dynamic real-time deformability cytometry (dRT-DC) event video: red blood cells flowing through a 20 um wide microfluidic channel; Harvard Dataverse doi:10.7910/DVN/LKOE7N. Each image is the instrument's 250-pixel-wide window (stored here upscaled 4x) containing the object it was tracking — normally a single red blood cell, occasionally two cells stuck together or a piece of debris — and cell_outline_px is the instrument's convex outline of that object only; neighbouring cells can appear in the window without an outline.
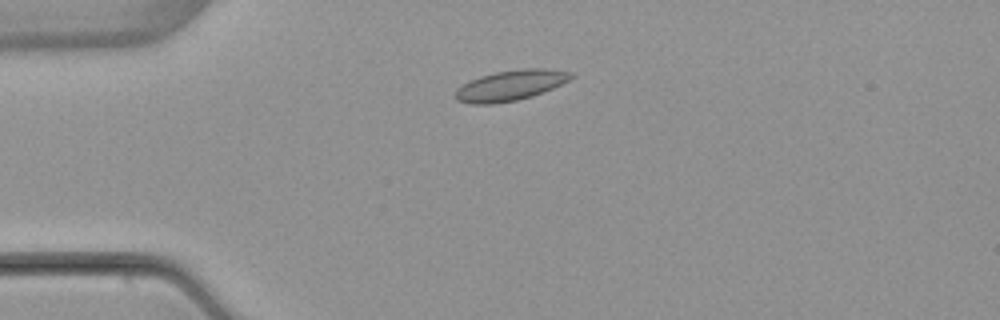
{"species": "common noctule bat (a hibernating species)", "species_latin": "Nyctalus noctula", "temperature_condition": "warm", "stored_images_in_passage": 4, "camera_frame_rate_fps": 3000, "um_per_image_px": 0.085, "animal": {"sex": "female", "body_mass_g": 22.7, "forearm_length_mm": 54.2}, "frame": {"image": 1, "passage_image": 3, "time_ms": 2.667, "image_size_px": [1000, 320], "cell_outline_px": [[576, 76], [552, 88], [532, 96], [516, 100], [492, 104], [472, 104], [456, 100], [456, 88], [480, 76], [496, 72], [524, 68], [544, 68], [572, 72]], "centroid_in_image_um": [43.4, 7.25], "position_along_channel_um": 41.6, "area_um2": 20.29}}